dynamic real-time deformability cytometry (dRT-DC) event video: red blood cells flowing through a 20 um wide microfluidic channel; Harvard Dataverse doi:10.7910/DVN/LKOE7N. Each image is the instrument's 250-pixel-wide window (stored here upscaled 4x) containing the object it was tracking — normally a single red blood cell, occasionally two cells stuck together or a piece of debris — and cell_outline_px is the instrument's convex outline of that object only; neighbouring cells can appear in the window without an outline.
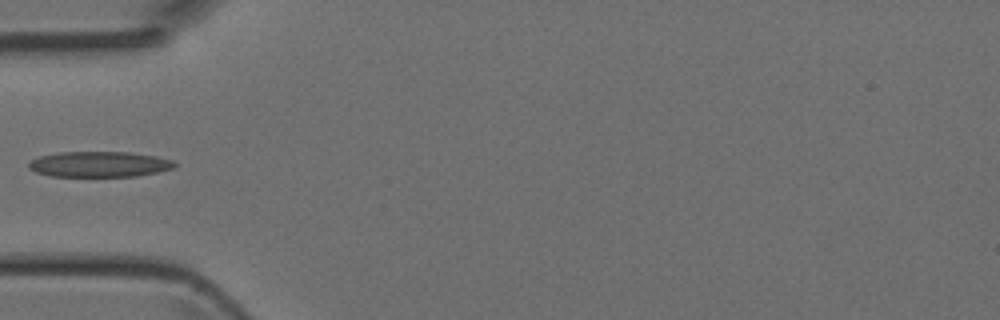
{"species": "Egyptian fruit bat (a non-hibernating species)", "species_latin": "Rousettus aegyptiacus", "temperature_condition": "room temperature", "stored_images_in_passage": 4, "camera_frame_rate_fps": 3000, "um_per_image_px": 0.085, "animal": {"sex": "female"}, "frame": {"image": 1, "passage_image": 4, "time_ms": 1.0, "image_size_px": [1000, 320], "cell_outline_px": [[176, 168], [136, 176], [52, 176], [36, 172], [28, 168], [28, 164], [32, 160], [40, 156], [60, 152], [128, 152], [156, 156], [172, 160], [176, 164]], "centroid_in_image_um": [8.46, 13.96], "position_along_channel_um": 76.5, "area_um2": 21.62}}